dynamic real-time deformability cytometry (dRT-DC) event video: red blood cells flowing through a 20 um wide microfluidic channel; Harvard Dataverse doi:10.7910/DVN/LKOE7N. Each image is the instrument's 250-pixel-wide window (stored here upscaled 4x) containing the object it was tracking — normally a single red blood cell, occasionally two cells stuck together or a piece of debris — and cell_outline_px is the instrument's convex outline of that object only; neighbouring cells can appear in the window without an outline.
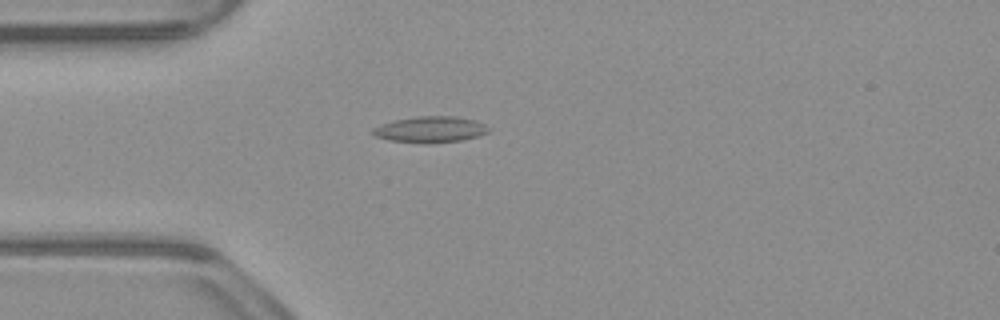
{"species": "common noctule bat (a hibernating species)", "species_latin": "Nyctalus noctula", "temperature_condition": "warm", "stored_images_in_passage": 53, "camera_frame_rate_fps": 3000, "um_per_image_px": 0.085, "animal": {"sex": "male", "body_mass_g": 23.1, "forearm_length_mm": 52.7}, "frame": {"image": 1, "passage_image": 14, "time_ms": 4.333, "image_size_px": [1000, 320], "cell_outline_px": [[488, 132], [480, 136], [460, 140], [388, 140], [376, 136], [372, 132], [372, 128], [380, 124], [392, 120], [420, 116], [456, 116], [476, 120], [484, 124], [488, 128]], "centroid_in_image_um": [36.59, 10.94], "position_along_channel_um": 48.4, "area_um2": 16.7}}
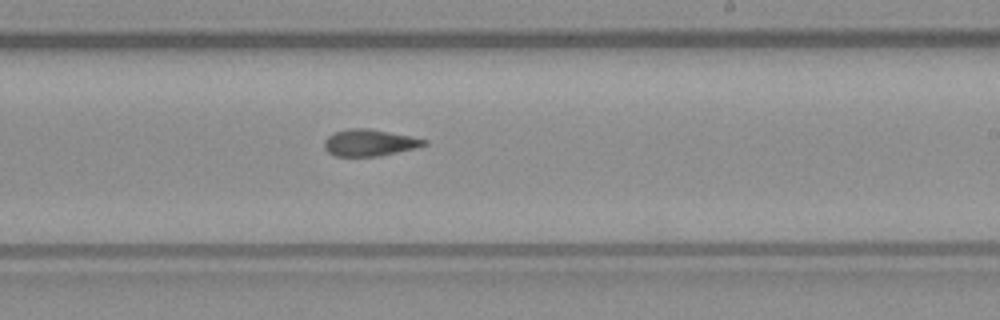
{"frame": {"image": 2, "passage_image": 31, "time_ms": 10.0, "image_size_px": [1000, 320], "cell_outline_px": [[428, 144], [416, 148], [380, 156], [336, 156], [328, 152], [324, 148], [324, 140], [328, 136], [336, 132], [348, 128], [368, 128], [428, 140]], "centroid_in_image_um": [31.4, 12.13], "position_along_channel_um": 257.6, "area_um2": 15.43}}
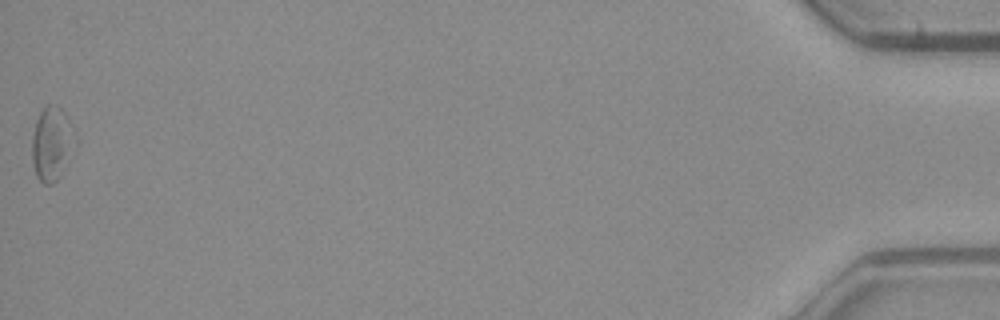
{"frame": {"image": 3, "passage_image": 53, "time_ms": 17.333, "image_size_px": [1000, 320], "cell_outline_px": [[68, 120], [60, 176], [52, 184], [44, 184], [36, 176], [32, 164], [32, 136], [36, 120], [40, 112], [48, 104], [56, 104], [64, 112]], "centroid_in_image_um": [4.17, 12.19], "position_along_channel_um": 431.0, "area_um2": 16.01}, "authors_computed_cell_mechanics": {"area_um2": 15.7216, "velocity_mm_per_s": 3.8574, "shape_relaxation_time_tau1_ms": null, "shape_relaxation_time_tau2_ms": 6.6937, "deformation_change_tau1": null, "deformation_change_tau2": 0.1466}}